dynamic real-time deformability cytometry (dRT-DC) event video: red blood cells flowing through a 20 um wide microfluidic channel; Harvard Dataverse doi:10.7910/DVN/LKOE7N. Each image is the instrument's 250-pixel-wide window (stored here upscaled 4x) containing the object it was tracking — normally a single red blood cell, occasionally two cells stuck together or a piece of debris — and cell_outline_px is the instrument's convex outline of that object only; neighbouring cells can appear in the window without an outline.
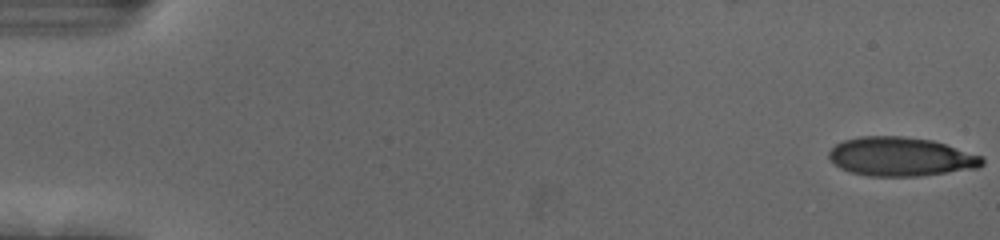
{"species": "human", "species_latin": "Homo sapiens", "temperature_condition": "cold", "stored_images_in_passage": 55, "camera_frame_rate_fps": 3000, "um_per_image_px": 0.085, "donor": {"sex": "female"}, "frame": {"image": 1, "passage_image": 1, "time_ms": 0.0, "image_size_px": [1000, 240], "cell_outline_px": [[984, 164], [976, 168], [916, 176], [868, 176], [852, 172], [840, 168], [828, 156], [828, 152], [836, 144], [844, 140], [860, 136], [904, 136], [932, 140], [980, 156], [984, 160]], "centroid_in_image_um": [76.52, 13.31], "position_along_channel_um": 8.5, "area_um2": 34.33}}
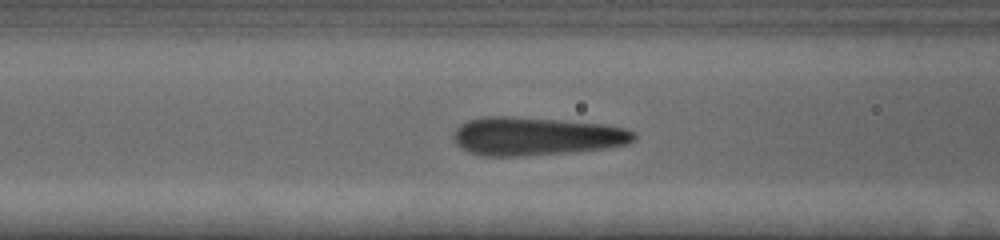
{"frame": {"image": 2, "passage_image": 23, "time_ms": 7.333, "image_size_px": [1000, 240], "cell_outline_px": [[636, 140], [628, 144], [608, 148], [520, 156], [484, 156], [468, 152], [460, 148], [456, 144], [452, 136], [452, 132], [460, 124], [468, 120], [484, 116], [508, 116], [604, 124], [624, 128], [636, 132]], "centroid_in_image_um": [45.53, 11.58], "position_along_channel_um": 121.1, "area_um2": 40.34}}
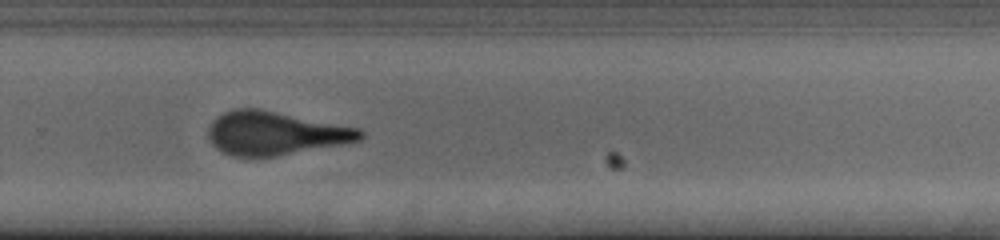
{"frame": {"image": 3, "passage_image": 38, "time_ms": 12.333, "image_size_px": [1000, 240], "cell_outline_px": [[364, 136], [360, 140], [340, 144], [276, 156], [232, 156], [216, 148], [212, 144], [208, 136], [208, 128], [212, 120], [216, 116], [224, 112], [236, 108], [260, 108], [360, 128], [364, 132]], "centroid_in_image_um": [23.36, 11.3], "position_along_channel_um": 306.4, "area_um2": 38.44}, "authors_computed_cell_mechanics": {"area_um2": 37.7434, "velocity_mm_per_s": 3.7201, "shape_relaxation_time_tau1_ms": 3.6969, "shape_relaxation_time_tau2_ms": 0.7014, "deformation_change_tau1": 0.1775, "deformation_change_tau2": 0.1002}}